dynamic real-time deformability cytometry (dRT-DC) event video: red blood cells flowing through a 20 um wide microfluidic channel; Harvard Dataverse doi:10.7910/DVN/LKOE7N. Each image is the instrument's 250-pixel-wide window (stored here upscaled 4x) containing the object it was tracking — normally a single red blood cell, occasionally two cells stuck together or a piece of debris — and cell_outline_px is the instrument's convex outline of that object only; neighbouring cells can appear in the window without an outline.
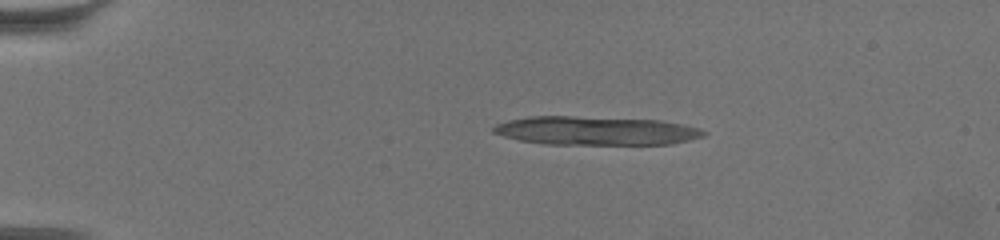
{"species": "common noctule bat (a hibernating species)", "species_latin": "Nyctalus noctula", "temperature_condition": "warm", "stored_images_in_passage": 23, "camera_frame_rate_fps": 3000, "um_per_image_px": 0.085, "animal": {"sex": "female", "body_mass_g": 19.5, "forearm_length_mm": 54.1}, "frame": {"image": 1, "passage_image": 13, "time_ms": 4.0, "image_size_px": [1000, 240], "cell_outline_px": [[708, 132], [704, 136], [688, 140], [668, 144], [544, 144], [520, 140], [504, 136], [492, 132], [492, 128], [496, 124], [508, 120], [528, 116], [572, 116], [660, 120], [684, 124], [700, 128]], "centroid_in_image_um": [50.65, 11.1], "position_along_channel_um": 34.4, "area_um2": 35.14}}